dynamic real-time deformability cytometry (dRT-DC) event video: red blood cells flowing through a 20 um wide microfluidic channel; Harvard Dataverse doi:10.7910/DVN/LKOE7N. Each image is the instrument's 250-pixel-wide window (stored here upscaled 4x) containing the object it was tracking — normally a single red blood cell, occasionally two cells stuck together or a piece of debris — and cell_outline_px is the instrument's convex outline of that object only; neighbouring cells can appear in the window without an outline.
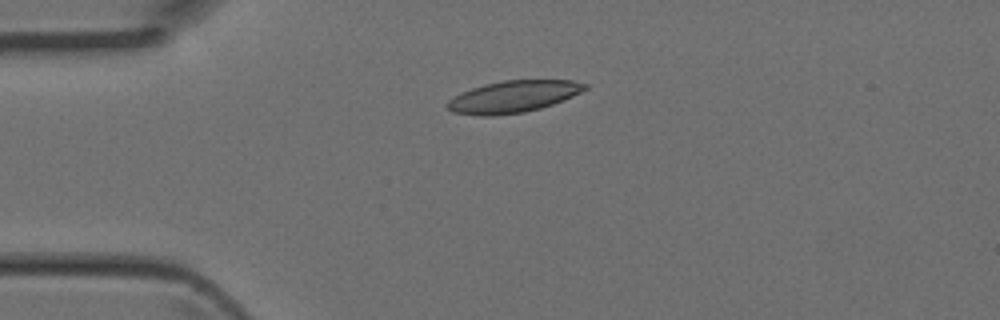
{"species": "Egyptian fruit bat (a non-hibernating species)", "species_latin": "Rousettus aegyptiacus", "temperature_condition": "room temperature", "stored_images_in_passage": 5, "camera_frame_rate_fps": 3000, "um_per_image_px": 0.085, "animal": {"sex": "female"}, "frame": {"image": 1, "passage_image": 3, "time_ms": 0.667, "image_size_px": [1000, 320], "cell_outline_px": [[588, 88], [564, 100], [540, 108], [524, 112], [496, 116], [480, 116], [452, 112], [444, 104], [448, 100], [472, 88], [484, 84], [504, 80], [572, 80], [588, 84]], "centroid_in_image_um": [43.62, 8.22], "position_along_channel_um": 41.4, "area_um2": 25.49}}
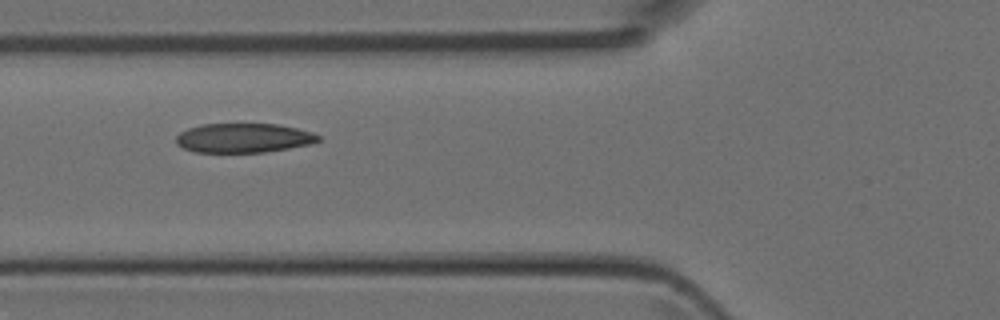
{"frame": {"image": 2, "passage_image": 5, "time_ms": 1.333, "image_size_px": [1000, 320], "cell_outline_px": [[320, 140], [312, 144], [264, 152], [196, 152], [184, 148], [176, 144], [176, 136], [180, 132], [188, 128], [204, 124], [276, 124], [296, 128], [312, 132], [320, 136]], "centroid_in_image_um": [20.7, 11.73], "position_along_channel_um": 105.1, "area_um2": 24.22}}